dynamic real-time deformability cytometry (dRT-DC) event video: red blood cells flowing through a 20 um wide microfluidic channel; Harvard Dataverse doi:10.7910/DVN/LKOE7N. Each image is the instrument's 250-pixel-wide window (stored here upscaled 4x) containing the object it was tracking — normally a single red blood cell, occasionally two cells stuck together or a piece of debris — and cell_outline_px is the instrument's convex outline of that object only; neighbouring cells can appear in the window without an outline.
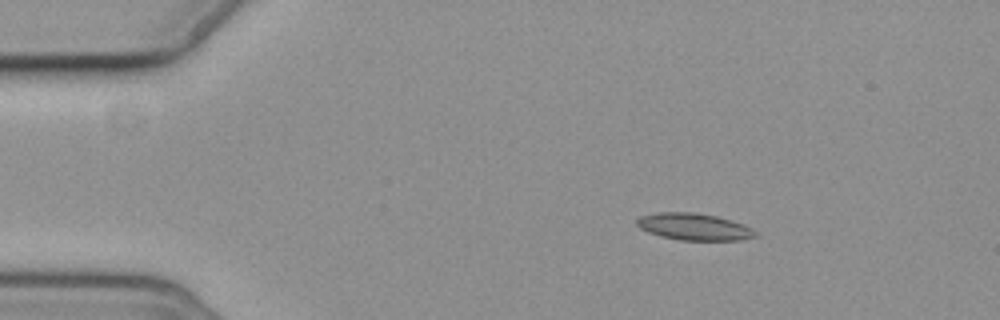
{"species": "common noctule bat (a hibernating species)", "species_latin": "Nyctalus noctula", "temperature_condition": "cold", "stored_images_in_passage": 5, "camera_frame_rate_fps": 3000, "um_per_image_px": 0.085, "animal": {"sex": "female", "body_mass_g": 19.3, "forearm_length_mm": 54.1}, "frame": {"image": 1, "passage_image": 2, "time_ms": 2.0, "image_size_px": [1000, 320], "cell_outline_px": [[756, 236], [740, 240], [680, 240], [660, 236], [648, 232], [640, 228], [636, 224], [636, 220], [640, 216], [656, 212], [692, 212], [716, 216], [744, 224], [752, 228], [756, 232]], "centroid_in_image_um": [58.97, 19.27], "position_along_channel_um": 26.0, "area_um2": 18.55}}
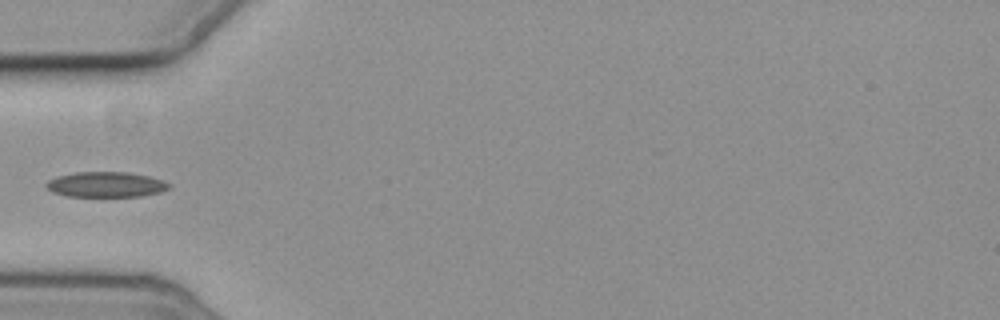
{"frame": {"image": 2, "passage_image": 5, "time_ms": 5.333, "image_size_px": [1000, 320], "cell_outline_px": [[172, 184], [168, 188], [160, 192], [140, 196], [68, 196], [52, 192], [44, 184], [48, 180], [56, 176], [76, 172], [128, 172], [148, 176], [164, 180]], "centroid_in_image_um": [9.0, 15.67], "position_along_channel_um": 76.0, "area_um2": 18.09}}